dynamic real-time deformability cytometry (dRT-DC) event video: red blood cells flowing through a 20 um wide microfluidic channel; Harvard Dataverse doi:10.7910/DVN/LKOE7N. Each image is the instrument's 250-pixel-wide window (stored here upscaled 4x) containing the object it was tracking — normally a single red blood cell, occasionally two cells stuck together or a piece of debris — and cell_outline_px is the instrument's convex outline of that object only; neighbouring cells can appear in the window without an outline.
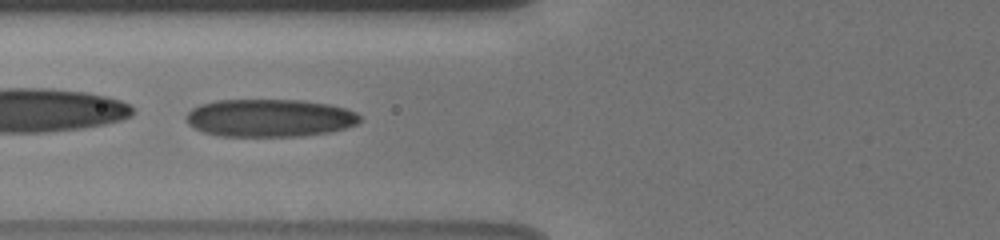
{"species": "human", "species_latin": "Homo sapiens", "temperature_condition": "cold", "stored_images_in_passage": 44, "camera_frame_rate_fps": 3000, "um_per_image_px": 0.085, "donor": {"sex": "male"}, "frame": {"image": 1, "passage_image": 18, "time_ms": 7.333, "image_size_px": [1000, 240], "cell_outline_px": [[360, 120], [356, 124], [344, 128], [328, 132], [304, 136], [220, 136], [204, 132], [188, 124], [184, 120], [184, 116], [192, 108], [200, 104], [216, 100], [304, 100], [328, 104], [344, 108], [356, 112], [360, 116]], "centroid_in_image_um": [22.88, 10.02], "position_along_channel_um": 102.9, "area_um2": 38.32}}
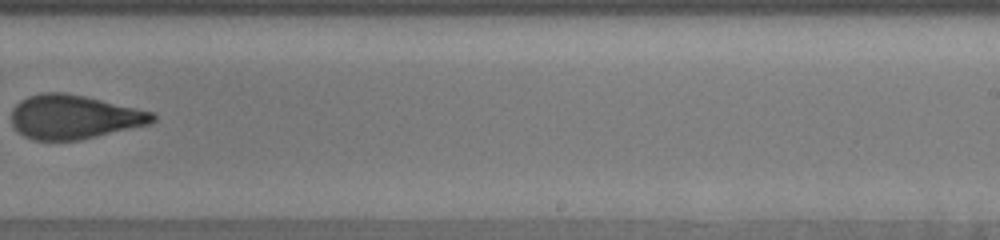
{"frame": {"image": 2, "passage_image": 33, "time_ms": 12.0, "image_size_px": [1000, 240], "cell_outline_px": [[156, 120], [152, 124], [80, 140], [32, 140], [16, 132], [12, 128], [12, 108], [20, 100], [28, 96], [44, 92], [64, 92], [84, 96], [156, 112]], "centroid_in_image_um": [6.3, 9.95], "position_along_channel_um": 282.7, "area_um2": 36.7}, "authors_computed_cell_mechanics": {"area_um2": 38.3792, "velocity_mm_per_s": 3.8522, "shape_relaxation_time_tau1_ms": 5.0081, "shape_relaxation_time_tau2_ms": 1.6496, "deformation_change_tau1": 0.1662, "deformation_change_tau2": 0.097}}